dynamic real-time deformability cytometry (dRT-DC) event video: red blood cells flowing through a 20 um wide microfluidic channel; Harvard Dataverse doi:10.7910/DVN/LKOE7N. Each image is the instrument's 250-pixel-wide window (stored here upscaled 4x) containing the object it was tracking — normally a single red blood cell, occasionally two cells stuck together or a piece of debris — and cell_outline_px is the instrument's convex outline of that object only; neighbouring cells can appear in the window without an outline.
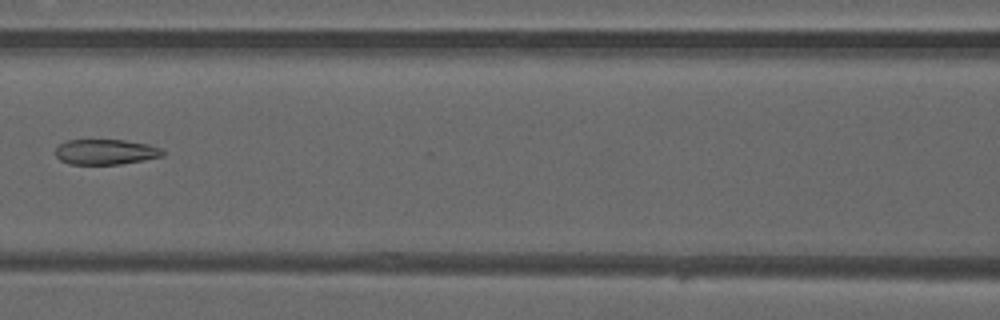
{"species": "common noctule bat (a hibernating species)", "species_latin": "Nyctalus noctula", "temperature_condition": "warm", "stored_images_in_passage": 4, "camera_frame_rate_fps": 3000, "um_per_image_px": 0.085, "animal": {"sex": "male", "forearm_length_mm": 52.5}, "frame": {"image": 1, "passage_image": 4, "time_ms": 1.0, "image_size_px": [1000, 320], "cell_outline_px": [[164, 156], [144, 160], [120, 164], [68, 164], [60, 160], [56, 156], [56, 148], [60, 144], [68, 140], [124, 140], [148, 144], [160, 148], [164, 152]], "centroid_in_image_um": [8.98, 12.91], "position_along_channel_um": 157.6, "area_um2": 15.78}}